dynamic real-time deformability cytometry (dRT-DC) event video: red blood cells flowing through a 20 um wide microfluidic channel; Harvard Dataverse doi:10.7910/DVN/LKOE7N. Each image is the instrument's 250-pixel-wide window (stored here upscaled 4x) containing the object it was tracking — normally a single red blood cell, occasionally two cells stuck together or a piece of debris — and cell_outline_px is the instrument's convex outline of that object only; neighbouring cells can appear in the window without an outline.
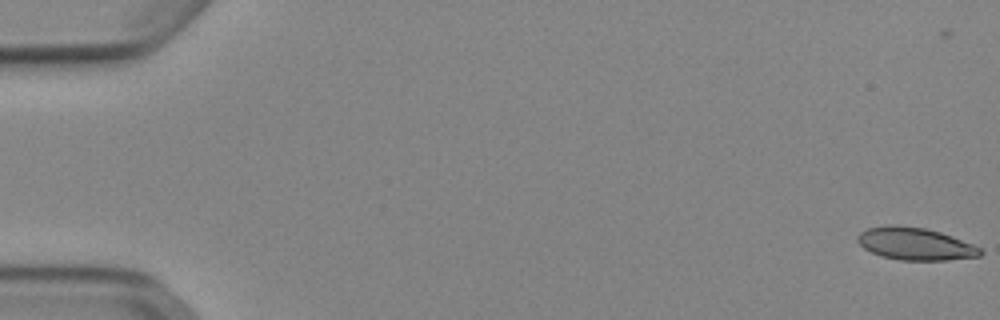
{"species": "Egyptian fruit bat (a non-hibernating species)", "species_latin": "Rousettus aegyptiacus", "temperature_condition": "cold", "stored_images_in_passage": 10, "camera_frame_rate_fps": 3000, "um_per_image_px": 0.085, "animal": {"sex": "female"}, "frame": {"image": 1, "passage_image": 1, "time_ms": 0.0, "image_size_px": [1000, 320], "cell_outline_px": [[984, 252], [980, 256], [948, 260], [900, 260], [880, 256], [864, 248], [856, 240], [856, 236], [860, 232], [868, 228], [888, 224], [892, 224], [924, 228], [940, 232], [952, 236], [972, 244], [980, 248]], "centroid_in_image_um": [77.77, 20.72], "position_along_channel_um": 7.2, "area_um2": 23.24}}